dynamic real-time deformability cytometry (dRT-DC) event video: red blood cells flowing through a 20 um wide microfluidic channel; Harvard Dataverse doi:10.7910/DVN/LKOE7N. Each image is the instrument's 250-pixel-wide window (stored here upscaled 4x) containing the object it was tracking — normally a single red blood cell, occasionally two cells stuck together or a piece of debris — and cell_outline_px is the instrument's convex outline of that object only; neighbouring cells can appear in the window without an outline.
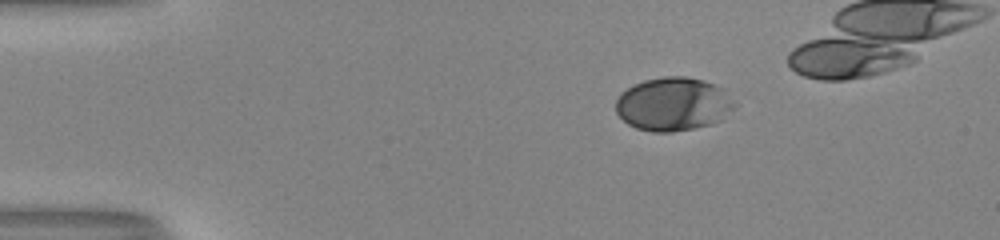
{"species": "human", "species_latin": "Homo sapiens", "temperature_condition": "room temperature", "stored_images_in_passage": 41, "camera_frame_rate_fps": 3000, "um_per_image_px": 0.085, "donor": {"sex": "male"}, "frame": {"image": 1, "passage_image": 4, "time_ms": 1.0, "image_size_px": [1000, 240], "cell_outline_px": [[736, 108], [720, 120], [708, 124], [692, 128], [672, 132], [652, 132], [636, 128], [628, 124], [616, 112], [616, 100], [620, 92], [644, 80], [664, 76], [684, 76], [704, 80], [724, 88], [736, 104]], "centroid_in_image_um": [57.23, 8.84], "position_along_channel_um": 27.8, "area_um2": 37.05}}
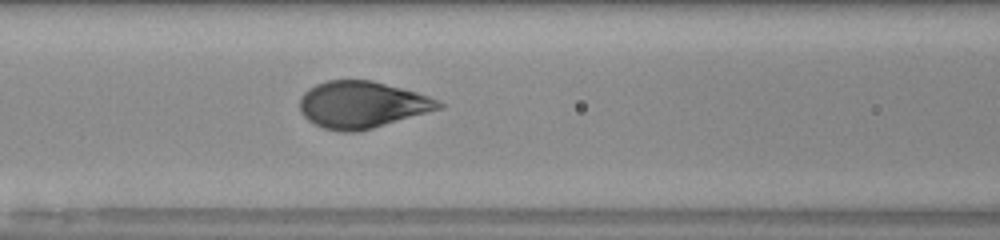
{"frame": {"image": 2, "passage_image": 18, "time_ms": 5.667, "image_size_px": [1000, 240], "cell_outline_px": [[444, 104], [440, 108], [372, 128], [356, 132], [340, 132], [324, 128], [308, 120], [300, 112], [300, 96], [308, 88], [316, 84], [328, 80], [372, 80], [416, 92], [428, 96]], "centroid_in_image_um": [30.71, 8.89], "position_along_channel_um": 135.9, "area_um2": 37.51}}
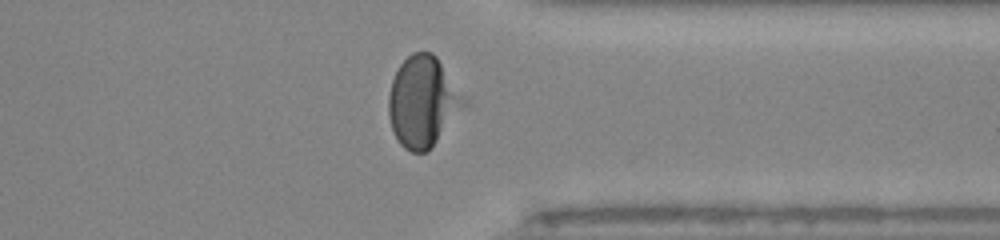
{"frame": {"image": 3, "passage_image": 36, "time_ms": 11.667, "image_size_px": [1000, 240], "cell_outline_px": [[468, 104], [432, 148], [428, 152], [412, 152], [404, 148], [400, 144], [392, 128], [388, 116], [388, 96], [392, 80], [400, 64], [412, 52], [432, 52], [436, 56], [468, 100]], "centroid_in_image_um": [35.97, 8.66], "position_along_channel_um": 375.4, "area_um2": 40.11}}